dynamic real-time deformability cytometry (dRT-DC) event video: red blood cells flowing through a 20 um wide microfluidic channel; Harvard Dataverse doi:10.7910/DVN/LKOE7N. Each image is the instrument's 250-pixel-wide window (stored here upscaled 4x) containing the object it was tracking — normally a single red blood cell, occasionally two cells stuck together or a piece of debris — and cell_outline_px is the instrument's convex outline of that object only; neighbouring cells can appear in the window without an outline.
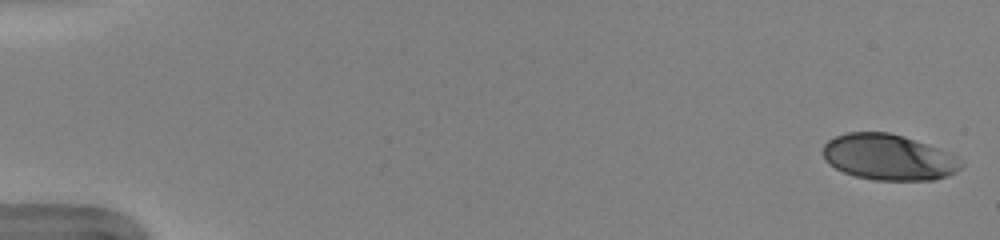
{"species": "human", "species_latin": "Homo sapiens", "temperature_condition": "warm", "stored_images_in_passage": 50, "camera_frame_rate_fps": 3000, "um_per_image_px": 0.085, "donor": {"sex": "female"}, "frame": {"image": 1, "passage_image": 1, "time_ms": 0.0, "image_size_px": [1000, 240], "cell_outline_px": [[964, 164], [956, 172], [948, 176], [932, 180], [876, 180], [856, 176], [844, 172], [828, 164], [824, 156], [824, 144], [828, 140], [836, 136], [848, 132], [888, 132], [904, 136], [948, 152], [964, 160]], "centroid_in_image_um": [75.56, 13.36], "position_along_channel_um": 9.4, "area_um2": 36.88}}
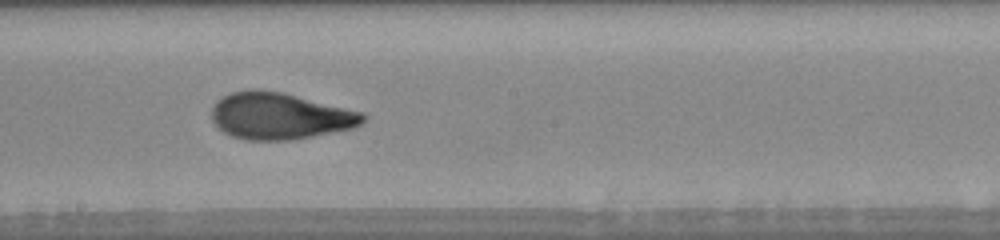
{"frame": {"image": 2, "passage_image": 29, "time_ms": 9.333, "image_size_px": [1000, 240], "cell_outline_px": [[368, 116], [356, 128], [296, 140], [244, 140], [232, 136], [224, 132], [212, 120], [212, 108], [216, 100], [232, 92], [248, 88], [256, 88], [284, 92], [364, 112]], "centroid_in_image_um": [23.82, 9.85], "position_along_channel_um": 224.4, "area_um2": 41.85}}
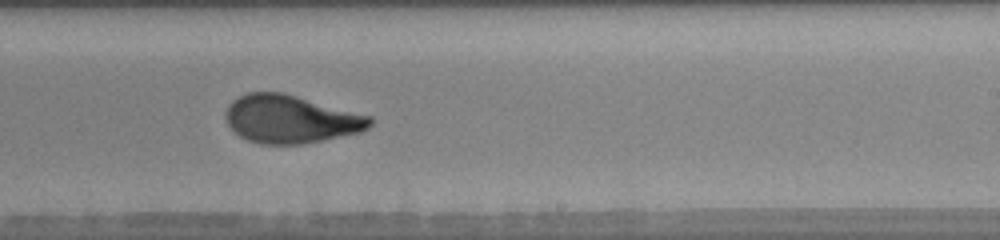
{"frame": {"image": 3, "passage_image": 32, "time_ms": 10.333, "image_size_px": [1000, 240], "cell_outline_px": [[372, 124], [368, 128], [360, 132], [300, 144], [260, 144], [248, 140], [240, 136], [228, 124], [224, 116], [228, 104], [232, 100], [248, 92], [284, 92], [372, 116]], "centroid_in_image_um": [24.7, 10.11], "position_along_channel_um": 264.3, "area_um2": 40.34}, "authors_computed_cell_mechanics": {"area_um2": 40.0843, "velocity_mm_per_s": 4.0091, "shape_relaxation_time_tau1_ms": 4.7199, "shape_relaxation_time_tau2_ms": 0.8502, "deformation_change_tau1": 0.1912, "deformation_change_tau2": 0.0681}}